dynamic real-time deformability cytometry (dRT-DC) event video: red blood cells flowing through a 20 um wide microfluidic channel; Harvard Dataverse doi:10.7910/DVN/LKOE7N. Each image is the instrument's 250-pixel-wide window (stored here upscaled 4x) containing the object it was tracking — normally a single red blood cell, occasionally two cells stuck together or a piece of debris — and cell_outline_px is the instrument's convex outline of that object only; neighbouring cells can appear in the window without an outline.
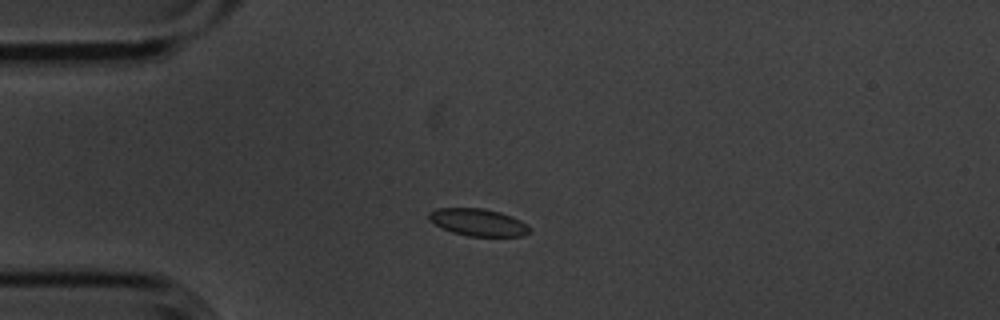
{"species": "common noctule bat (a hibernating species)", "species_latin": "Nyctalus noctula", "temperature_condition": "cold", "stored_images_in_passage": 4, "camera_frame_rate_fps": 3000, "um_per_image_px": 0.085, "animal": {"sex": "male", "body_mass_g": 20.1, "forearm_length_mm": 53.5}, "frame": {"image": 1, "passage_image": 2, "time_ms": 0.333, "image_size_px": [1000, 320], "cell_outline_px": [[532, 232], [524, 236], [468, 236], [452, 232], [428, 220], [428, 212], [436, 208], [484, 208], [500, 212], [512, 216], [528, 224], [532, 228]], "centroid_in_image_um": [40.69, 18.89], "position_along_channel_um": 44.3, "area_um2": 16.18}}